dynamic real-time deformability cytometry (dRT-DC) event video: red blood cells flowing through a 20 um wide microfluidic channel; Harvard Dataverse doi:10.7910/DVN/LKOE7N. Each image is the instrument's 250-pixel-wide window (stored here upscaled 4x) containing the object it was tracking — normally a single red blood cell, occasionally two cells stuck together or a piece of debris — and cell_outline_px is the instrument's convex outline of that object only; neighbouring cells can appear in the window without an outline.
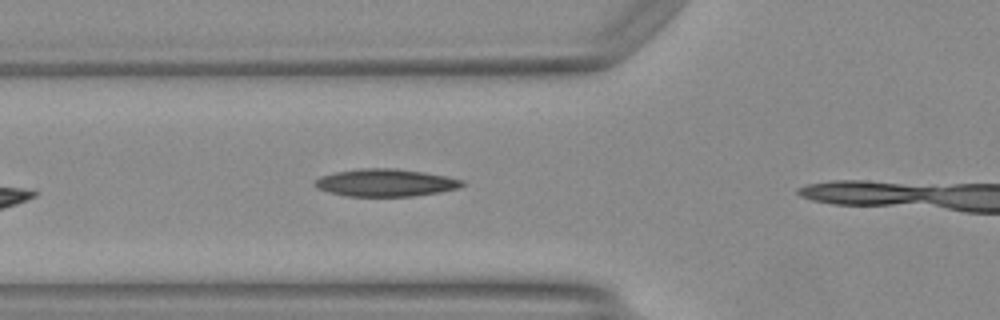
{"species": "Egyptian fruit bat (a non-hibernating species)", "species_latin": "Rousettus aegyptiacus", "temperature_condition": "warm", "stored_images_in_passage": 11, "camera_frame_rate_fps": 3000, "um_per_image_px": 0.085, "animal": {"sex": "female"}, "frame": {"image": 1, "passage_image": 7, "time_ms": 2.0, "image_size_px": [1000, 320], "cell_outline_px": [[464, 184], [460, 188], [440, 192], [412, 196], [348, 196], [328, 192], [316, 188], [312, 184], [312, 180], [320, 176], [336, 172], [360, 168], [396, 168], [424, 172], [464, 180]], "centroid_in_image_um": [32.73, 15.53], "position_along_channel_um": 93.1, "area_um2": 23.76}}